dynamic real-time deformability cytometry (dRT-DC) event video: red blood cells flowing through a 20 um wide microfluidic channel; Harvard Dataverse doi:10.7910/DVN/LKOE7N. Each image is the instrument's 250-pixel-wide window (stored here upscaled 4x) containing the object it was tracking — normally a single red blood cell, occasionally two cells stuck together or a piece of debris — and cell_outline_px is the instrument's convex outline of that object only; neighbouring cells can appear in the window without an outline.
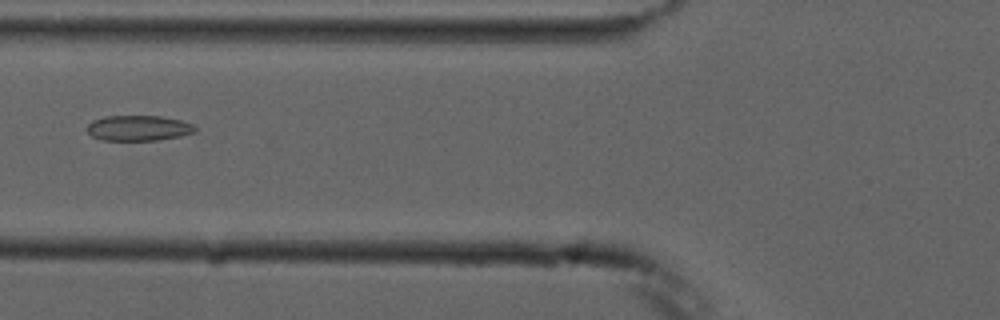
{"species": "common noctule bat (a hibernating species)", "species_latin": "Nyctalus noctula", "temperature_condition": "cold", "stored_images_in_passage": 6, "camera_frame_rate_fps": 3000, "um_per_image_px": 0.085, "animal": {"sex": "male", "forearm_length_mm": 52.5}, "frame": {"image": 1, "passage_image": 4, "time_ms": 3.667, "image_size_px": [1000, 320], "cell_outline_px": [[196, 132], [180, 136], [156, 140], [100, 140], [92, 136], [88, 132], [88, 124], [92, 120], [104, 116], [160, 116], [180, 120], [192, 124], [196, 128]], "centroid_in_image_um": [11.76, 10.88], "position_along_channel_um": 114.0, "area_um2": 15.95}}
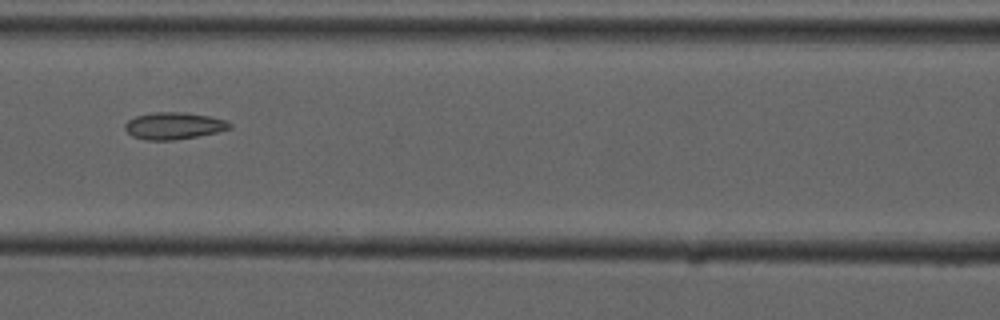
{"frame": {"image": 2, "passage_image": 5, "time_ms": 4.667, "image_size_px": [1000, 320], "cell_outline_px": [[232, 128], [216, 132], [196, 136], [172, 140], [148, 140], [132, 136], [124, 128], [124, 124], [128, 120], [136, 116], [156, 112], [184, 112], [208, 116], [224, 120], [232, 124]], "centroid_in_image_um": [14.75, 10.69], "position_along_channel_um": 151.8, "area_um2": 16.24}}
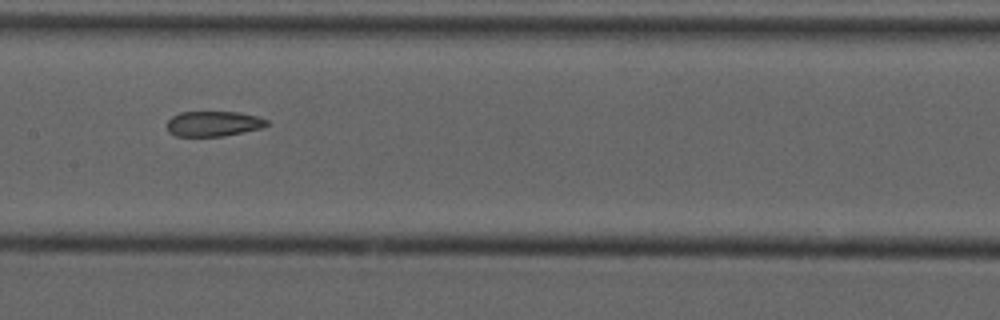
{"frame": {"image": 3, "passage_image": 6, "time_ms": 5.667, "image_size_px": [1000, 320], "cell_outline_px": [[268, 124], [264, 128], [224, 136], [176, 136], [168, 132], [164, 124], [172, 116], [180, 112], [240, 112], [260, 116], [268, 120]], "centroid_in_image_um": [18.15, 10.51], "position_along_channel_um": 189.3, "area_um2": 15.03}}